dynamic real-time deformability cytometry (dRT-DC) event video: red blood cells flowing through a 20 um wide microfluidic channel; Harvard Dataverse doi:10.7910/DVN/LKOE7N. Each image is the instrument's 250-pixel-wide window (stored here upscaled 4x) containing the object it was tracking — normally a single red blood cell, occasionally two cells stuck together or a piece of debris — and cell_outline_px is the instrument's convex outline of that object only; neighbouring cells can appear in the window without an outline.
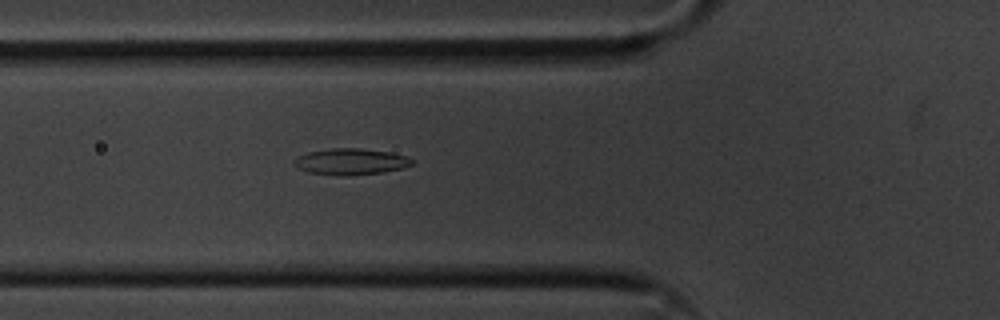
{"species": "common noctule bat (a hibernating species)", "species_latin": "Nyctalus noctula", "temperature_condition": "cold", "stored_images_in_passage": 39, "camera_frame_rate_fps": 3000, "um_per_image_px": 0.085, "animal": {"sex": "male", "body_mass_g": 20.1, "forearm_length_mm": 53.5}, "frame": {"image": 1, "passage_image": 3, "time_ms": 0.667, "image_size_px": [1000, 320], "cell_outline_px": [[412, 164], [404, 168], [380, 172], [348, 176], [340, 176], [308, 172], [296, 168], [292, 164], [292, 160], [296, 156], [308, 152], [332, 148], [360, 148], [388, 152], [408, 156], [412, 160]], "centroid_in_image_um": [29.74, 13.74], "position_along_channel_um": 96.1, "area_um2": 18.21}}
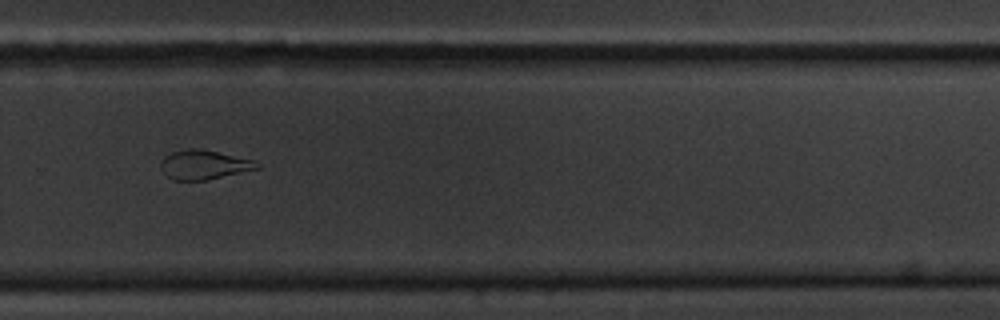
{"frame": {"image": 2, "passage_image": 21, "time_ms": 6.667, "image_size_px": [1000, 320], "cell_outline_px": [[260, 168], [208, 180], [172, 180], [160, 168], [160, 160], [164, 156], [172, 152], [188, 148], [200, 148], [252, 160], [260, 164]], "centroid_in_image_um": [17.3, 14.0], "position_along_channel_um": 312.5, "area_um2": 16.42}}
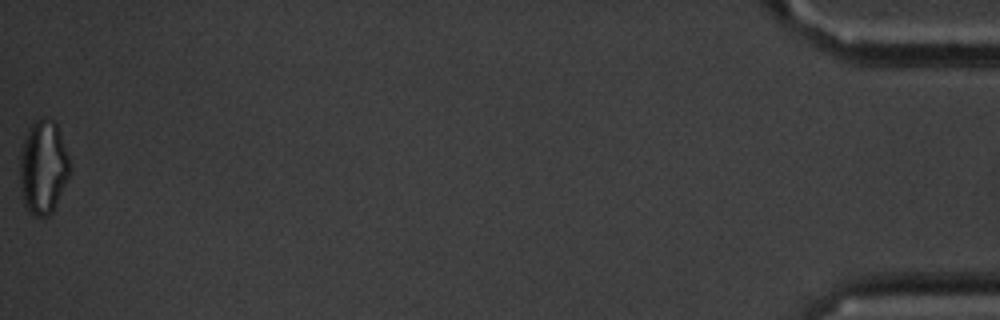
{"frame": {"image": 3, "passage_image": 39, "time_ms": 12.667, "image_size_px": [1000, 320], "cell_outline_px": [[72, 168], [52, 212], [48, 216], [36, 216], [28, 212], [24, 204], [20, 184], [20, 152], [28, 128], [36, 120], [44, 116], [52, 120], [56, 124], [68, 156]], "centroid_in_image_um": [3.66, 14.21], "position_along_channel_um": 431.5, "area_um2": 27.11}}